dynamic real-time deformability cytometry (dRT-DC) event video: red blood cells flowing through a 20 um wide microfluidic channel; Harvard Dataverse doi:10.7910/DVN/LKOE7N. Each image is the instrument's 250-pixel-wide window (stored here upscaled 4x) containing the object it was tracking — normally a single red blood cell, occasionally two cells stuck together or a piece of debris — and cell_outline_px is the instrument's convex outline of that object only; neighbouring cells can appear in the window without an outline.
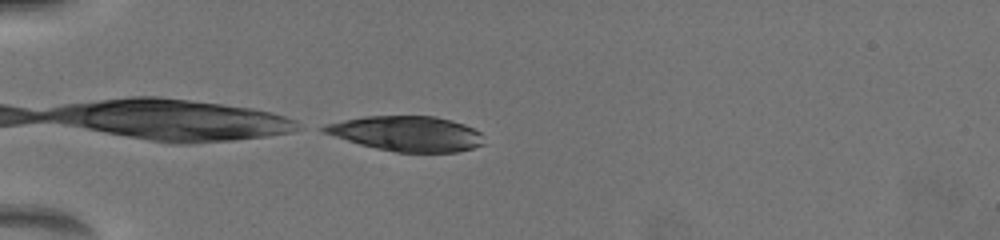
{"species": "common noctule bat (a hibernating species)", "species_latin": "Nyctalus noctula", "temperature_condition": "warm", "stored_images_in_passage": 63, "camera_frame_rate_fps": 3000, "um_per_image_px": 0.085, "animal": {"sex": "female", "body_mass_g": 19.5, "forearm_length_mm": 54.1}, "frame": {"image": 1, "passage_image": 1, "time_ms": 0.0, "image_size_px": [1000, 240], "cell_outline_px": [[484, 144], [472, 148], [456, 152], [396, 152], [376, 148], [360, 144], [324, 132], [316, 128], [324, 124], [364, 116], [436, 116], [452, 120], [464, 124], [480, 132]], "centroid_in_image_um": [34.57, 11.35], "position_along_channel_um": 50.4, "area_um2": 32.54}}
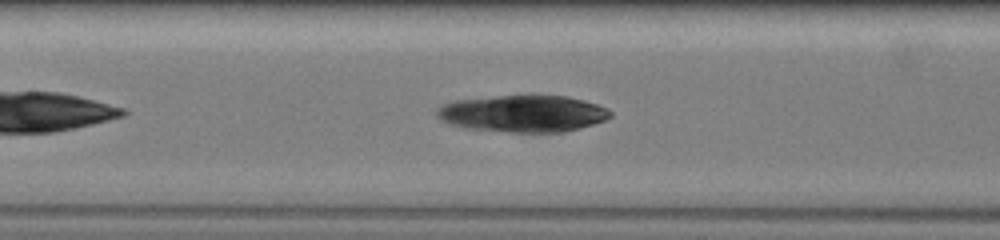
{"frame": {"image": 2, "passage_image": 20, "time_ms": 3.667, "image_size_px": [1000, 240], "cell_outline_px": [[612, 116], [604, 120], [580, 128], [564, 132], [512, 132], [464, 128], [440, 120], [436, 116], [436, 108], [444, 104], [456, 100], [500, 96], [564, 96], [596, 104], [608, 108], [612, 112]], "centroid_in_image_um": [44.43, 9.66], "position_along_channel_um": 163.0, "area_um2": 36.93}}